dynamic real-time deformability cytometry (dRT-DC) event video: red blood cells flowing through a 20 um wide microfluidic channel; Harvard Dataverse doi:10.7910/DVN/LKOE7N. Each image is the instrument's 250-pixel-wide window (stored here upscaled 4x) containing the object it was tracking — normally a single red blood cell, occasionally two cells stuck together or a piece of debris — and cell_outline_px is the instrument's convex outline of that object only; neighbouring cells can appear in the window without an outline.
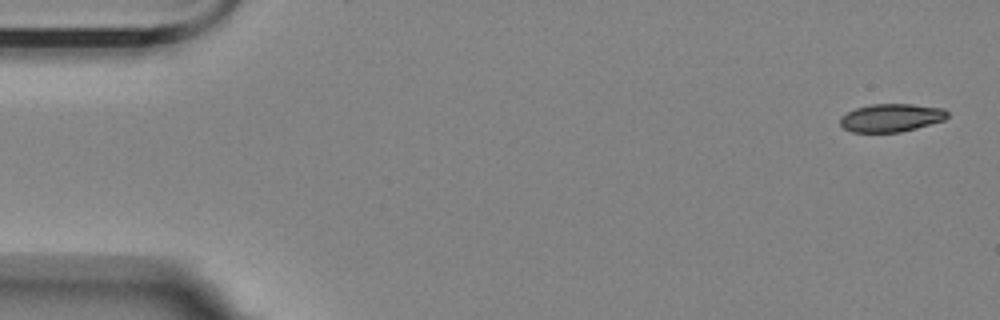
{"species": "Egyptian fruit bat (a non-hibernating species)", "species_latin": "Rousettus aegyptiacus", "temperature_condition": "room temperature", "stored_images_in_passage": 6, "camera_frame_rate_fps": 3000, "um_per_image_px": 0.085, "animal": {"sex": "female"}, "frame": {"image": 1, "passage_image": 1, "time_ms": 0.0, "image_size_px": [1000, 320], "cell_outline_px": [[948, 116], [944, 120], [916, 128], [900, 132], [852, 132], [844, 128], [840, 124], [840, 116], [856, 108], [872, 104], [912, 104], [944, 108], [948, 112]], "centroid_in_image_um": [75.76, 10.01], "position_along_channel_um": 9.2, "area_um2": 17.51}}